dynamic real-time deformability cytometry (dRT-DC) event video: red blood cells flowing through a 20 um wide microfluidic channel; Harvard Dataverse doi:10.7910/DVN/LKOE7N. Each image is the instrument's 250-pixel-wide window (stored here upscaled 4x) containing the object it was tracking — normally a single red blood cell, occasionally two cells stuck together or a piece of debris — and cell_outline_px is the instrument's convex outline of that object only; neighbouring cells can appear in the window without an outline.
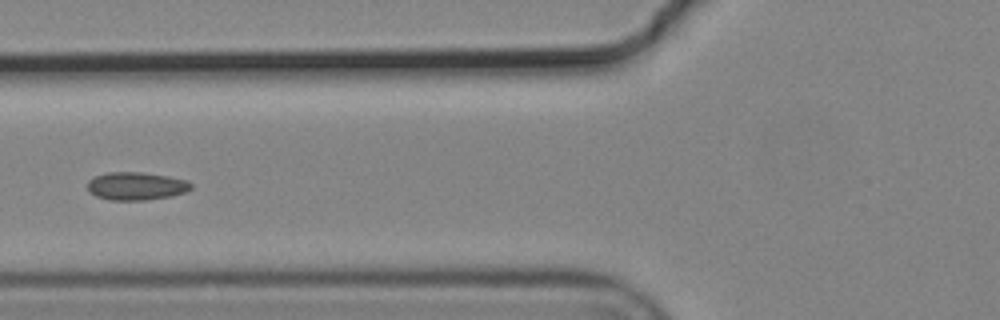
{"species": "common noctule bat (a hibernating species)", "species_latin": "Nyctalus noctula", "temperature_condition": "cold", "stored_images_in_passage": 4, "camera_frame_rate_fps": 3000, "um_per_image_px": 0.085, "animal": {"sex": "male", "body_mass_g": 19.2, "forearm_length_mm": 51.8}, "frame": {"image": 1, "passage_image": 4, "time_ms": 1.0, "image_size_px": [1000, 320], "cell_outline_px": [[192, 188], [184, 192], [172, 196], [144, 200], [108, 200], [96, 196], [88, 192], [88, 180], [96, 176], [108, 172], [140, 172], [168, 176], [188, 180], [192, 184]], "centroid_in_image_um": [11.57, 15.82], "position_along_channel_um": 114.2, "area_um2": 16.94}}